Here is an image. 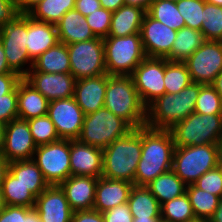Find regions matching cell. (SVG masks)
I'll return each mask as SVG.
<instances>
[{"instance_id":"d4e9b609","label":"cell","mask_w":222,"mask_h":222,"mask_svg":"<svg viewBox=\"0 0 222 222\" xmlns=\"http://www.w3.org/2000/svg\"><path fill=\"white\" fill-rule=\"evenodd\" d=\"M18 118L30 120L46 115L49 101L24 78L17 85Z\"/></svg>"},{"instance_id":"ffe728a7","label":"cell","mask_w":222,"mask_h":222,"mask_svg":"<svg viewBox=\"0 0 222 222\" xmlns=\"http://www.w3.org/2000/svg\"><path fill=\"white\" fill-rule=\"evenodd\" d=\"M97 177L71 175L59 186L73 211L93 210Z\"/></svg>"},{"instance_id":"e7e4bbea","label":"cell","mask_w":222,"mask_h":222,"mask_svg":"<svg viewBox=\"0 0 222 222\" xmlns=\"http://www.w3.org/2000/svg\"><path fill=\"white\" fill-rule=\"evenodd\" d=\"M204 1L217 6H222V0H204Z\"/></svg>"},{"instance_id":"1f68e13d","label":"cell","mask_w":222,"mask_h":222,"mask_svg":"<svg viewBox=\"0 0 222 222\" xmlns=\"http://www.w3.org/2000/svg\"><path fill=\"white\" fill-rule=\"evenodd\" d=\"M75 7V0H42L28 15L34 20L51 24L58 23L62 16Z\"/></svg>"},{"instance_id":"4fadbf2b","label":"cell","mask_w":222,"mask_h":222,"mask_svg":"<svg viewBox=\"0 0 222 222\" xmlns=\"http://www.w3.org/2000/svg\"><path fill=\"white\" fill-rule=\"evenodd\" d=\"M165 58L146 57L132 73L141 102L147 108L166 93L164 86Z\"/></svg>"},{"instance_id":"5bb4252c","label":"cell","mask_w":222,"mask_h":222,"mask_svg":"<svg viewBox=\"0 0 222 222\" xmlns=\"http://www.w3.org/2000/svg\"><path fill=\"white\" fill-rule=\"evenodd\" d=\"M47 115L53 122L60 139H78L84 113L74 97L50 101Z\"/></svg>"},{"instance_id":"ba28073f","label":"cell","mask_w":222,"mask_h":222,"mask_svg":"<svg viewBox=\"0 0 222 222\" xmlns=\"http://www.w3.org/2000/svg\"><path fill=\"white\" fill-rule=\"evenodd\" d=\"M218 166L217 144L175 146L172 170L186 184Z\"/></svg>"},{"instance_id":"ac0fdd59","label":"cell","mask_w":222,"mask_h":222,"mask_svg":"<svg viewBox=\"0 0 222 222\" xmlns=\"http://www.w3.org/2000/svg\"><path fill=\"white\" fill-rule=\"evenodd\" d=\"M41 222H71L73 210L59 185H49L35 200Z\"/></svg>"},{"instance_id":"d590c367","label":"cell","mask_w":222,"mask_h":222,"mask_svg":"<svg viewBox=\"0 0 222 222\" xmlns=\"http://www.w3.org/2000/svg\"><path fill=\"white\" fill-rule=\"evenodd\" d=\"M160 209L161 220L166 222H189L196 219L186 193L161 204Z\"/></svg>"},{"instance_id":"89a4df30","label":"cell","mask_w":222,"mask_h":222,"mask_svg":"<svg viewBox=\"0 0 222 222\" xmlns=\"http://www.w3.org/2000/svg\"><path fill=\"white\" fill-rule=\"evenodd\" d=\"M218 166H220L221 170H222V163H218Z\"/></svg>"},{"instance_id":"7a4b0ae2","label":"cell","mask_w":222,"mask_h":222,"mask_svg":"<svg viewBox=\"0 0 222 222\" xmlns=\"http://www.w3.org/2000/svg\"><path fill=\"white\" fill-rule=\"evenodd\" d=\"M202 85L191 82L179 93H165L158 97L146 108V126L169 130L177 122L194 113Z\"/></svg>"},{"instance_id":"44dd1931","label":"cell","mask_w":222,"mask_h":222,"mask_svg":"<svg viewBox=\"0 0 222 222\" xmlns=\"http://www.w3.org/2000/svg\"><path fill=\"white\" fill-rule=\"evenodd\" d=\"M107 74L76 80L74 98L84 115L104 107Z\"/></svg>"},{"instance_id":"ab89813d","label":"cell","mask_w":222,"mask_h":222,"mask_svg":"<svg viewBox=\"0 0 222 222\" xmlns=\"http://www.w3.org/2000/svg\"><path fill=\"white\" fill-rule=\"evenodd\" d=\"M194 112L206 115L222 114V99L211 84L201 86Z\"/></svg>"},{"instance_id":"6f0895ef","label":"cell","mask_w":222,"mask_h":222,"mask_svg":"<svg viewBox=\"0 0 222 222\" xmlns=\"http://www.w3.org/2000/svg\"><path fill=\"white\" fill-rule=\"evenodd\" d=\"M208 222H222V197L219 200L218 207Z\"/></svg>"},{"instance_id":"9f6ffc18","label":"cell","mask_w":222,"mask_h":222,"mask_svg":"<svg viewBox=\"0 0 222 222\" xmlns=\"http://www.w3.org/2000/svg\"><path fill=\"white\" fill-rule=\"evenodd\" d=\"M153 1L154 0H124V4L142 8L145 12H147Z\"/></svg>"},{"instance_id":"8fae6325","label":"cell","mask_w":222,"mask_h":222,"mask_svg":"<svg viewBox=\"0 0 222 222\" xmlns=\"http://www.w3.org/2000/svg\"><path fill=\"white\" fill-rule=\"evenodd\" d=\"M33 160L49 185H59L71 176L70 140L38 146Z\"/></svg>"},{"instance_id":"db71d44e","label":"cell","mask_w":222,"mask_h":222,"mask_svg":"<svg viewBox=\"0 0 222 222\" xmlns=\"http://www.w3.org/2000/svg\"><path fill=\"white\" fill-rule=\"evenodd\" d=\"M42 0H21L18 10L21 14H28Z\"/></svg>"},{"instance_id":"816d5d0a","label":"cell","mask_w":222,"mask_h":222,"mask_svg":"<svg viewBox=\"0 0 222 222\" xmlns=\"http://www.w3.org/2000/svg\"><path fill=\"white\" fill-rule=\"evenodd\" d=\"M101 7L107 9L108 11L115 12L121 6L125 5L124 0H99Z\"/></svg>"},{"instance_id":"3957f363","label":"cell","mask_w":222,"mask_h":222,"mask_svg":"<svg viewBox=\"0 0 222 222\" xmlns=\"http://www.w3.org/2000/svg\"><path fill=\"white\" fill-rule=\"evenodd\" d=\"M102 151V176L134 184L135 172L142 152V127L133 128Z\"/></svg>"},{"instance_id":"30bf717a","label":"cell","mask_w":222,"mask_h":222,"mask_svg":"<svg viewBox=\"0 0 222 222\" xmlns=\"http://www.w3.org/2000/svg\"><path fill=\"white\" fill-rule=\"evenodd\" d=\"M70 73L76 80L107 74L102 38L67 45Z\"/></svg>"},{"instance_id":"91938a15","label":"cell","mask_w":222,"mask_h":222,"mask_svg":"<svg viewBox=\"0 0 222 222\" xmlns=\"http://www.w3.org/2000/svg\"><path fill=\"white\" fill-rule=\"evenodd\" d=\"M217 157H218V163H222V136L217 142Z\"/></svg>"},{"instance_id":"be15d7a7","label":"cell","mask_w":222,"mask_h":222,"mask_svg":"<svg viewBox=\"0 0 222 222\" xmlns=\"http://www.w3.org/2000/svg\"><path fill=\"white\" fill-rule=\"evenodd\" d=\"M7 207L3 191L0 189V212L3 211Z\"/></svg>"},{"instance_id":"f35d334b","label":"cell","mask_w":222,"mask_h":222,"mask_svg":"<svg viewBox=\"0 0 222 222\" xmlns=\"http://www.w3.org/2000/svg\"><path fill=\"white\" fill-rule=\"evenodd\" d=\"M36 146L54 143L60 140L57 130L48 115L32 118L27 121Z\"/></svg>"},{"instance_id":"e575fe53","label":"cell","mask_w":222,"mask_h":222,"mask_svg":"<svg viewBox=\"0 0 222 222\" xmlns=\"http://www.w3.org/2000/svg\"><path fill=\"white\" fill-rule=\"evenodd\" d=\"M147 13L157 21L178 31L185 27V20L178 11L176 2L169 0H154Z\"/></svg>"},{"instance_id":"7bdbcfd3","label":"cell","mask_w":222,"mask_h":222,"mask_svg":"<svg viewBox=\"0 0 222 222\" xmlns=\"http://www.w3.org/2000/svg\"><path fill=\"white\" fill-rule=\"evenodd\" d=\"M197 188L222 197V170L220 166L204 173L193 183Z\"/></svg>"},{"instance_id":"f546056e","label":"cell","mask_w":222,"mask_h":222,"mask_svg":"<svg viewBox=\"0 0 222 222\" xmlns=\"http://www.w3.org/2000/svg\"><path fill=\"white\" fill-rule=\"evenodd\" d=\"M146 187L161 205L186 193L187 185L171 169L157 176Z\"/></svg>"},{"instance_id":"f907efd6","label":"cell","mask_w":222,"mask_h":222,"mask_svg":"<svg viewBox=\"0 0 222 222\" xmlns=\"http://www.w3.org/2000/svg\"><path fill=\"white\" fill-rule=\"evenodd\" d=\"M100 8L101 3L99 0H75L74 9L79 11L83 16H88Z\"/></svg>"},{"instance_id":"484cf974","label":"cell","mask_w":222,"mask_h":222,"mask_svg":"<svg viewBox=\"0 0 222 222\" xmlns=\"http://www.w3.org/2000/svg\"><path fill=\"white\" fill-rule=\"evenodd\" d=\"M142 8L123 5L112 12L111 27L108 36L125 37L140 33L142 20L145 15Z\"/></svg>"},{"instance_id":"d6986e66","label":"cell","mask_w":222,"mask_h":222,"mask_svg":"<svg viewBox=\"0 0 222 222\" xmlns=\"http://www.w3.org/2000/svg\"><path fill=\"white\" fill-rule=\"evenodd\" d=\"M71 175L100 178L103 172V151L100 148L70 140Z\"/></svg>"},{"instance_id":"11a10c76","label":"cell","mask_w":222,"mask_h":222,"mask_svg":"<svg viewBox=\"0 0 222 222\" xmlns=\"http://www.w3.org/2000/svg\"><path fill=\"white\" fill-rule=\"evenodd\" d=\"M10 162L0 154V189H2L4 179L9 172Z\"/></svg>"},{"instance_id":"836d02e7","label":"cell","mask_w":222,"mask_h":222,"mask_svg":"<svg viewBox=\"0 0 222 222\" xmlns=\"http://www.w3.org/2000/svg\"><path fill=\"white\" fill-rule=\"evenodd\" d=\"M7 205L34 207L36 197L9 171L2 186Z\"/></svg>"},{"instance_id":"7dc6e473","label":"cell","mask_w":222,"mask_h":222,"mask_svg":"<svg viewBox=\"0 0 222 222\" xmlns=\"http://www.w3.org/2000/svg\"><path fill=\"white\" fill-rule=\"evenodd\" d=\"M20 14L18 6L8 0H0V27L13 21Z\"/></svg>"},{"instance_id":"f6af8a7d","label":"cell","mask_w":222,"mask_h":222,"mask_svg":"<svg viewBox=\"0 0 222 222\" xmlns=\"http://www.w3.org/2000/svg\"><path fill=\"white\" fill-rule=\"evenodd\" d=\"M18 118L17 87L0 98V123L7 124Z\"/></svg>"},{"instance_id":"a7ac6f4b","label":"cell","mask_w":222,"mask_h":222,"mask_svg":"<svg viewBox=\"0 0 222 222\" xmlns=\"http://www.w3.org/2000/svg\"><path fill=\"white\" fill-rule=\"evenodd\" d=\"M189 222H208V221L201 220V219H195V220H192V221H189Z\"/></svg>"},{"instance_id":"d6a6232c","label":"cell","mask_w":222,"mask_h":222,"mask_svg":"<svg viewBox=\"0 0 222 222\" xmlns=\"http://www.w3.org/2000/svg\"><path fill=\"white\" fill-rule=\"evenodd\" d=\"M186 194L196 219L208 221L218 207L220 198L197 188L194 184L187 185Z\"/></svg>"},{"instance_id":"681fc988","label":"cell","mask_w":222,"mask_h":222,"mask_svg":"<svg viewBox=\"0 0 222 222\" xmlns=\"http://www.w3.org/2000/svg\"><path fill=\"white\" fill-rule=\"evenodd\" d=\"M71 222H105L103 214L96 210L74 211Z\"/></svg>"},{"instance_id":"5b68a950","label":"cell","mask_w":222,"mask_h":222,"mask_svg":"<svg viewBox=\"0 0 222 222\" xmlns=\"http://www.w3.org/2000/svg\"><path fill=\"white\" fill-rule=\"evenodd\" d=\"M105 67L108 75L131 76L146 58L141 35L108 36L103 39Z\"/></svg>"},{"instance_id":"7402d4cb","label":"cell","mask_w":222,"mask_h":222,"mask_svg":"<svg viewBox=\"0 0 222 222\" xmlns=\"http://www.w3.org/2000/svg\"><path fill=\"white\" fill-rule=\"evenodd\" d=\"M133 183L123 180L98 178L93 210L105 212L109 209L128 202Z\"/></svg>"},{"instance_id":"c3c4849f","label":"cell","mask_w":222,"mask_h":222,"mask_svg":"<svg viewBox=\"0 0 222 222\" xmlns=\"http://www.w3.org/2000/svg\"><path fill=\"white\" fill-rule=\"evenodd\" d=\"M22 77L17 73L0 74V98L2 95L12 92Z\"/></svg>"},{"instance_id":"2e32d148","label":"cell","mask_w":222,"mask_h":222,"mask_svg":"<svg viewBox=\"0 0 222 222\" xmlns=\"http://www.w3.org/2000/svg\"><path fill=\"white\" fill-rule=\"evenodd\" d=\"M36 148L27 120L17 118L5 124L2 155L9 162L33 159Z\"/></svg>"},{"instance_id":"603a6c76","label":"cell","mask_w":222,"mask_h":222,"mask_svg":"<svg viewBox=\"0 0 222 222\" xmlns=\"http://www.w3.org/2000/svg\"><path fill=\"white\" fill-rule=\"evenodd\" d=\"M59 42L56 25L34 20L28 15L27 54L32 61Z\"/></svg>"},{"instance_id":"7c38bea8","label":"cell","mask_w":222,"mask_h":222,"mask_svg":"<svg viewBox=\"0 0 222 222\" xmlns=\"http://www.w3.org/2000/svg\"><path fill=\"white\" fill-rule=\"evenodd\" d=\"M184 63L192 82L212 84L222 70V41L206 40Z\"/></svg>"},{"instance_id":"8992f818","label":"cell","mask_w":222,"mask_h":222,"mask_svg":"<svg viewBox=\"0 0 222 222\" xmlns=\"http://www.w3.org/2000/svg\"><path fill=\"white\" fill-rule=\"evenodd\" d=\"M132 129L125 120L103 107L84 115L81 133L77 140L103 150Z\"/></svg>"},{"instance_id":"6da1fadb","label":"cell","mask_w":222,"mask_h":222,"mask_svg":"<svg viewBox=\"0 0 222 222\" xmlns=\"http://www.w3.org/2000/svg\"><path fill=\"white\" fill-rule=\"evenodd\" d=\"M174 139L170 130L142 127V152L134 177L135 186H147L172 169Z\"/></svg>"},{"instance_id":"680465c9","label":"cell","mask_w":222,"mask_h":222,"mask_svg":"<svg viewBox=\"0 0 222 222\" xmlns=\"http://www.w3.org/2000/svg\"><path fill=\"white\" fill-rule=\"evenodd\" d=\"M211 85L215 88V90L217 91V93L220 95L222 99V70L216 76L215 80L213 81Z\"/></svg>"},{"instance_id":"b9f144b4","label":"cell","mask_w":222,"mask_h":222,"mask_svg":"<svg viewBox=\"0 0 222 222\" xmlns=\"http://www.w3.org/2000/svg\"><path fill=\"white\" fill-rule=\"evenodd\" d=\"M111 16V11L101 7L93 13H90L88 16H85V19L94 35L98 38L104 39L109 35Z\"/></svg>"},{"instance_id":"f1b7e54d","label":"cell","mask_w":222,"mask_h":222,"mask_svg":"<svg viewBox=\"0 0 222 222\" xmlns=\"http://www.w3.org/2000/svg\"><path fill=\"white\" fill-rule=\"evenodd\" d=\"M127 203L133 218L161 217V205L146 186L134 185Z\"/></svg>"},{"instance_id":"60d3db41","label":"cell","mask_w":222,"mask_h":222,"mask_svg":"<svg viewBox=\"0 0 222 222\" xmlns=\"http://www.w3.org/2000/svg\"><path fill=\"white\" fill-rule=\"evenodd\" d=\"M204 4V0H180L176 2L178 11L185 20V27L201 31Z\"/></svg>"},{"instance_id":"4316f807","label":"cell","mask_w":222,"mask_h":222,"mask_svg":"<svg viewBox=\"0 0 222 222\" xmlns=\"http://www.w3.org/2000/svg\"><path fill=\"white\" fill-rule=\"evenodd\" d=\"M9 171L35 197H38L49 186L33 159L10 162Z\"/></svg>"},{"instance_id":"003e7915","label":"cell","mask_w":222,"mask_h":222,"mask_svg":"<svg viewBox=\"0 0 222 222\" xmlns=\"http://www.w3.org/2000/svg\"><path fill=\"white\" fill-rule=\"evenodd\" d=\"M8 1L14 3L16 6H19L21 2V0H8Z\"/></svg>"},{"instance_id":"8d00e7d4","label":"cell","mask_w":222,"mask_h":222,"mask_svg":"<svg viewBox=\"0 0 222 222\" xmlns=\"http://www.w3.org/2000/svg\"><path fill=\"white\" fill-rule=\"evenodd\" d=\"M189 71L184 62L165 58L164 86L166 93H179L191 83Z\"/></svg>"},{"instance_id":"03108f58","label":"cell","mask_w":222,"mask_h":222,"mask_svg":"<svg viewBox=\"0 0 222 222\" xmlns=\"http://www.w3.org/2000/svg\"><path fill=\"white\" fill-rule=\"evenodd\" d=\"M35 222H41L38 211L35 209Z\"/></svg>"},{"instance_id":"4dcf8cb0","label":"cell","mask_w":222,"mask_h":222,"mask_svg":"<svg viewBox=\"0 0 222 222\" xmlns=\"http://www.w3.org/2000/svg\"><path fill=\"white\" fill-rule=\"evenodd\" d=\"M205 41L206 40L201 31L188 27L181 28L177 31V35L171 49V61L184 62Z\"/></svg>"},{"instance_id":"74e56055","label":"cell","mask_w":222,"mask_h":222,"mask_svg":"<svg viewBox=\"0 0 222 222\" xmlns=\"http://www.w3.org/2000/svg\"><path fill=\"white\" fill-rule=\"evenodd\" d=\"M201 32L205 40L222 41V6L205 2Z\"/></svg>"},{"instance_id":"9a60e30c","label":"cell","mask_w":222,"mask_h":222,"mask_svg":"<svg viewBox=\"0 0 222 222\" xmlns=\"http://www.w3.org/2000/svg\"><path fill=\"white\" fill-rule=\"evenodd\" d=\"M146 57L166 58L171 61V49L177 31L145 13L140 29Z\"/></svg>"},{"instance_id":"bcb514c9","label":"cell","mask_w":222,"mask_h":222,"mask_svg":"<svg viewBox=\"0 0 222 222\" xmlns=\"http://www.w3.org/2000/svg\"><path fill=\"white\" fill-rule=\"evenodd\" d=\"M102 214L105 222H133V216L128 203L115 206Z\"/></svg>"},{"instance_id":"6125c7cd","label":"cell","mask_w":222,"mask_h":222,"mask_svg":"<svg viewBox=\"0 0 222 222\" xmlns=\"http://www.w3.org/2000/svg\"><path fill=\"white\" fill-rule=\"evenodd\" d=\"M161 217H149V219L133 218V222H159Z\"/></svg>"},{"instance_id":"9c48e42d","label":"cell","mask_w":222,"mask_h":222,"mask_svg":"<svg viewBox=\"0 0 222 222\" xmlns=\"http://www.w3.org/2000/svg\"><path fill=\"white\" fill-rule=\"evenodd\" d=\"M27 28L28 14L21 13L13 21L0 27V39L8 65L22 78L33 67V61L27 54Z\"/></svg>"},{"instance_id":"f5cc1de1","label":"cell","mask_w":222,"mask_h":222,"mask_svg":"<svg viewBox=\"0 0 222 222\" xmlns=\"http://www.w3.org/2000/svg\"><path fill=\"white\" fill-rule=\"evenodd\" d=\"M4 73H16L8 65L6 56L4 54V47L0 39V74Z\"/></svg>"},{"instance_id":"277c9868","label":"cell","mask_w":222,"mask_h":222,"mask_svg":"<svg viewBox=\"0 0 222 222\" xmlns=\"http://www.w3.org/2000/svg\"><path fill=\"white\" fill-rule=\"evenodd\" d=\"M104 107L132 128L146 126V107L140 100L132 76L107 74Z\"/></svg>"},{"instance_id":"cb8c5ba5","label":"cell","mask_w":222,"mask_h":222,"mask_svg":"<svg viewBox=\"0 0 222 222\" xmlns=\"http://www.w3.org/2000/svg\"><path fill=\"white\" fill-rule=\"evenodd\" d=\"M60 43L66 45L98 38L79 11L73 9L65 13L55 24Z\"/></svg>"},{"instance_id":"52a82bcc","label":"cell","mask_w":222,"mask_h":222,"mask_svg":"<svg viewBox=\"0 0 222 222\" xmlns=\"http://www.w3.org/2000/svg\"><path fill=\"white\" fill-rule=\"evenodd\" d=\"M175 146L217 144L222 136V114L191 113L171 129Z\"/></svg>"},{"instance_id":"94428289","label":"cell","mask_w":222,"mask_h":222,"mask_svg":"<svg viewBox=\"0 0 222 222\" xmlns=\"http://www.w3.org/2000/svg\"><path fill=\"white\" fill-rule=\"evenodd\" d=\"M4 129L5 125L0 123V154H2L3 145H4Z\"/></svg>"},{"instance_id":"ee69618b","label":"cell","mask_w":222,"mask_h":222,"mask_svg":"<svg viewBox=\"0 0 222 222\" xmlns=\"http://www.w3.org/2000/svg\"><path fill=\"white\" fill-rule=\"evenodd\" d=\"M0 222H35V208L7 205L0 212Z\"/></svg>"},{"instance_id":"83f0119b","label":"cell","mask_w":222,"mask_h":222,"mask_svg":"<svg viewBox=\"0 0 222 222\" xmlns=\"http://www.w3.org/2000/svg\"><path fill=\"white\" fill-rule=\"evenodd\" d=\"M30 71L43 73H70V60L67 45L58 42L33 61Z\"/></svg>"},{"instance_id":"e0dca14e","label":"cell","mask_w":222,"mask_h":222,"mask_svg":"<svg viewBox=\"0 0 222 222\" xmlns=\"http://www.w3.org/2000/svg\"><path fill=\"white\" fill-rule=\"evenodd\" d=\"M23 78L49 102L74 97L76 79L71 73L29 71Z\"/></svg>"}]
</instances>
